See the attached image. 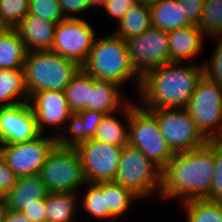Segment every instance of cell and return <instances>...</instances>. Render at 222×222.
Here are the masks:
<instances>
[{"label":"cell","instance_id":"obj_1","mask_svg":"<svg viewBox=\"0 0 222 222\" xmlns=\"http://www.w3.org/2000/svg\"><path fill=\"white\" fill-rule=\"evenodd\" d=\"M215 162L213 139L197 149L174 153L161 172L163 200L206 199L213 185Z\"/></svg>","mask_w":222,"mask_h":222},{"label":"cell","instance_id":"obj_2","mask_svg":"<svg viewBox=\"0 0 222 222\" xmlns=\"http://www.w3.org/2000/svg\"><path fill=\"white\" fill-rule=\"evenodd\" d=\"M199 64L201 65L195 62H169L148 71L141 77L138 104L146 110L186 108L204 77L203 63Z\"/></svg>","mask_w":222,"mask_h":222},{"label":"cell","instance_id":"obj_3","mask_svg":"<svg viewBox=\"0 0 222 222\" xmlns=\"http://www.w3.org/2000/svg\"><path fill=\"white\" fill-rule=\"evenodd\" d=\"M80 68L97 80L114 82L121 87L134 78L139 91L141 77L129 59L126 41L114 33L96 36L90 55Z\"/></svg>","mask_w":222,"mask_h":222},{"label":"cell","instance_id":"obj_4","mask_svg":"<svg viewBox=\"0 0 222 222\" xmlns=\"http://www.w3.org/2000/svg\"><path fill=\"white\" fill-rule=\"evenodd\" d=\"M23 69L30 99L42 91H65L80 66L55 52L45 50L28 52Z\"/></svg>","mask_w":222,"mask_h":222},{"label":"cell","instance_id":"obj_5","mask_svg":"<svg viewBox=\"0 0 222 222\" xmlns=\"http://www.w3.org/2000/svg\"><path fill=\"white\" fill-rule=\"evenodd\" d=\"M161 172L138 148L125 145L122 149L114 182L132 191L137 197L159 195Z\"/></svg>","mask_w":222,"mask_h":222},{"label":"cell","instance_id":"obj_6","mask_svg":"<svg viewBox=\"0 0 222 222\" xmlns=\"http://www.w3.org/2000/svg\"><path fill=\"white\" fill-rule=\"evenodd\" d=\"M39 175L49 193H79L87 182L75 147L56 145L45 160Z\"/></svg>","mask_w":222,"mask_h":222},{"label":"cell","instance_id":"obj_7","mask_svg":"<svg viewBox=\"0 0 222 222\" xmlns=\"http://www.w3.org/2000/svg\"><path fill=\"white\" fill-rule=\"evenodd\" d=\"M128 144L138 148L161 170L171 160L174 153L169 148L156 118L141 105L130 110Z\"/></svg>","mask_w":222,"mask_h":222},{"label":"cell","instance_id":"obj_8","mask_svg":"<svg viewBox=\"0 0 222 222\" xmlns=\"http://www.w3.org/2000/svg\"><path fill=\"white\" fill-rule=\"evenodd\" d=\"M198 130L207 139L222 136V85L205 76L198 83L186 107Z\"/></svg>","mask_w":222,"mask_h":222},{"label":"cell","instance_id":"obj_9","mask_svg":"<svg viewBox=\"0 0 222 222\" xmlns=\"http://www.w3.org/2000/svg\"><path fill=\"white\" fill-rule=\"evenodd\" d=\"M148 111L156 118L160 132L173 153L197 149L208 142L186 108H159Z\"/></svg>","mask_w":222,"mask_h":222},{"label":"cell","instance_id":"obj_10","mask_svg":"<svg viewBox=\"0 0 222 222\" xmlns=\"http://www.w3.org/2000/svg\"><path fill=\"white\" fill-rule=\"evenodd\" d=\"M40 134L33 140L0 145V155L18 176L39 174L50 152L57 145L56 134Z\"/></svg>","mask_w":222,"mask_h":222},{"label":"cell","instance_id":"obj_11","mask_svg":"<svg viewBox=\"0 0 222 222\" xmlns=\"http://www.w3.org/2000/svg\"><path fill=\"white\" fill-rule=\"evenodd\" d=\"M84 18H66L56 24L53 46L50 51L82 66L90 55L97 36Z\"/></svg>","mask_w":222,"mask_h":222},{"label":"cell","instance_id":"obj_12","mask_svg":"<svg viewBox=\"0 0 222 222\" xmlns=\"http://www.w3.org/2000/svg\"><path fill=\"white\" fill-rule=\"evenodd\" d=\"M82 162L87 182L114 181L123 147L107 144L94 138L75 147Z\"/></svg>","mask_w":222,"mask_h":222},{"label":"cell","instance_id":"obj_13","mask_svg":"<svg viewBox=\"0 0 222 222\" xmlns=\"http://www.w3.org/2000/svg\"><path fill=\"white\" fill-rule=\"evenodd\" d=\"M129 59L140 77L169 63L168 32L151 27L143 34L126 39Z\"/></svg>","mask_w":222,"mask_h":222},{"label":"cell","instance_id":"obj_14","mask_svg":"<svg viewBox=\"0 0 222 222\" xmlns=\"http://www.w3.org/2000/svg\"><path fill=\"white\" fill-rule=\"evenodd\" d=\"M40 134L29 102L0 106V145L23 143Z\"/></svg>","mask_w":222,"mask_h":222},{"label":"cell","instance_id":"obj_15","mask_svg":"<svg viewBox=\"0 0 222 222\" xmlns=\"http://www.w3.org/2000/svg\"><path fill=\"white\" fill-rule=\"evenodd\" d=\"M29 104L35 114L39 132L45 134L46 127L54 126L56 137L64 130L72 113L64 91L51 90L35 93L29 99ZM57 130L60 131L57 132Z\"/></svg>","mask_w":222,"mask_h":222},{"label":"cell","instance_id":"obj_16","mask_svg":"<svg viewBox=\"0 0 222 222\" xmlns=\"http://www.w3.org/2000/svg\"><path fill=\"white\" fill-rule=\"evenodd\" d=\"M49 191L39 174L20 176L12 189L0 200L8 210L21 212L32 203H45Z\"/></svg>","mask_w":222,"mask_h":222},{"label":"cell","instance_id":"obj_17","mask_svg":"<svg viewBox=\"0 0 222 222\" xmlns=\"http://www.w3.org/2000/svg\"><path fill=\"white\" fill-rule=\"evenodd\" d=\"M104 113L82 110L72 112L64 130L58 134L57 145L61 147H76L80 143L94 138Z\"/></svg>","mask_w":222,"mask_h":222},{"label":"cell","instance_id":"obj_18","mask_svg":"<svg viewBox=\"0 0 222 222\" xmlns=\"http://www.w3.org/2000/svg\"><path fill=\"white\" fill-rule=\"evenodd\" d=\"M55 28L56 23L28 14L14 29L30 52L51 50Z\"/></svg>","mask_w":222,"mask_h":222},{"label":"cell","instance_id":"obj_19","mask_svg":"<svg viewBox=\"0 0 222 222\" xmlns=\"http://www.w3.org/2000/svg\"><path fill=\"white\" fill-rule=\"evenodd\" d=\"M204 33L198 25H190L168 32L169 62H185L198 56L203 49Z\"/></svg>","mask_w":222,"mask_h":222},{"label":"cell","instance_id":"obj_20","mask_svg":"<svg viewBox=\"0 0 222 222\" xmlns=\"http://www.w3.org/2000/svg\"><path fill=\"white\" fill-rule=\"evenodd\" d=\"M121 86L110 81H100L90 76L89 102L87 110L106 114L119 112L129 102L123 100Z\"/></svg>","mask_w":222,"mask_h":222},{"label":"cell","instance_id":"obj_21","mask_svg":"<svg viewBox=\"0 0 222 222\" xmlns=\"http://www.w3.org/2000/svg\"><path fill=\"white\" fill-rule=\"evenodd\" d=\"M135 102L129 100V102L123 107L122 114L126 120L127 126L125 127L122 120L116 117L114 112L111 114H106L97 128L96 135L94 139L102 141L107 144H115L117 146L124 147L128 145L129 137V120H130V110L135 106ZM120 119V120H119Z\"/></svg>","mask_w":222,"mask_h":222},{"label":"cell","instance_id":"obj_22","mask_svg":"<svg viewBox=\"0 0 222 222\" xmlns=\"http://www.w3.org/2000/svg\"><path fill=\"white\" fill-rule=\"evenodd\" d=\"M150 10L151 27L171 32L192 25L184 17L183 5L178 0H160Z\"/></svg>","mask_w":222,"mask_h":222},{"label":"cell","instance_id":"obj_23","mask_svg":"<svg viewBox=\"0 0 222 222\" xmlns=\"http://www.w3.org/2000/svg\"><path fill=\"white\" fill-rule=\"evenodd\" d=\"M22 102H29L24 69H0V106Z\"/></svg>","mask_w":222,"mask_h":222},{"label":"cell","instance_id":"obj_24","mask_svg":"<svg viewBox=\"0 0 222 222\" xmlns=\"http://www.w3.org/2000/svg\"><path fill=\"white\" fill-rule=\"evenodd\" d=\"M151 28L150 6L136 2L124 15L113 33L122 39H130Z\"/></svg>","mask_w":222,"mask_h":222},{"label":"cell","instance_id":"obj_25","mask_svg":"<svg viewBox=\"0 0 222 222\" xmlns=\"http://www.w3.org/2000/svg\"><path fill=\"white\" fill-rule=\"evenodd\" d=\"M79 193H49L45 198L46 222H74Z\"/></svg>","mask_w":222,"mask_h":222},{"label":"cell","instance_id":"obj_26","mask_svg":"<svg viewBox=\"0 0 222 222\" xmlns=\"http://www.w3.org/2000/svg\"><path fill=\"white\" fill-rule=\"evenodd\" d=\"M27 53L20 35L11 29L0 38V69H23Z\"/></svg>","mask_w":222,"mask_h":222},{"label":"cell","instance_id":"obj_27","mask_svg":"<svg viewBox=\"0 0 222 222\" xmlns=\"http://www.w3.org/2000/svg\"><path fill=\"white\" fill-rule=\"evenodd\" d=\"M86 190L79 197L80 207L89 216L97 218V220H109L108 222H115V219L108 211L106 206L105 196L103 195V182L85 183ZM83 197V198H82Z\"/></svg>","mask_w":222,"mask_h":222},{"label":"cell","instance_id":"obj_28","mask_svg":"<svg viewBox=\"0 0 222 222\" xmlns=\"http://www.w3.org/2000/svg\"><path fill=\"white\" fill-rule=\"evenodd\" d=\"M181 204L186 222H222V201L191 199Z\"/></svg>","mask_w":222,"mask_h":222},{"label":"cell","instance_id":"obj_29","mask_svg":"<svg viewBox=\"0 0 222 222\" xmlns=\"http://www.w3.org/2000/svg\"><path fill=\"white\" fill-rule=\"evenodd\" d=\"M103 195L109 213L116 219L132 207V201L140 199L132 191L114 181L103 182Z\"/></svg>","mask_w":222,"mask_h":222},{"label":"cell","instance_id":"obj_30","mask_svg":"<svg viewBox=\"0 0 222 222\" xmlns=\"http://www.w3.org/2000/svg\"><path fill=\"white\" fill-rule=\"evenodd\" d=\"M90 76L81 68L72 77L70 83L65 88V95L71 112L87 110L89 102Z\"/></svg>","mask_w":222,"mask_h":222},{"label":"cell","instance_id":"obj_31","mask_svg":"<svg viewBox=\"0 0 222 222\" xmlns=\"http://www.w3.org/2000/svg\"><path fill=\"white\" fill-rule=\"evenodd\" d=\"M199 29L209 39L222 35V0H205Z\"/></svg>","mask_w":222,"mask_h":222},{"label":"cell","instance_id":"obj_32","mask_svg":"<svg viewBox=\"0 0 222 222\" xmlns=\"http://www.w3.org/2000/svg\"><path fill=\"white\" fill-rule=\"evenodd\" d=\"M29 0H0V18L14 29L27 15Z\"/></svg>","mask_w":222,"mask_h":222},{"label":"cell","instance_id":"obj_33","mask_svg":"<svg viewBox=\"0 0 222 222\" xmlns=\"http://www.w3.org/2000/svg\"><path fill=\"white\" fill-rule=\"evenodd\" d=\"M28 14L58 24L66 19L58 0H29Z\"/></svg>","mask_w":222,"mask_h":222},{"label":"cell","instance_id":"obj_34","mask_svg":"<svg viewBox=\"0 0 222 222\" xmlns=\"http://www.w3.org/2000/svg\"><path fill=\"white\" fill-rule=\"evenodd\" d=\"M219 41L210 56V62L204 61V76L213 83L222 85V35L211 37L210 39Z\"/></svg>","mask_w":222,"mask_h":222},{"label":"cell","instance_id":"obj_35","mask_svg":"<svg viewBox=\"0 0 222 222\" xmlns=\"http://www.w3.org/2000/svg\"><path fill=\"white\" fill-rule=\"evenodd\" d=\"M213 154L215 162L213 185L206 199L222 201V141L220 139H213Z\"/></svg>","mask_w":222,"mask_h":222},{"label":"cell","instance_id":"obj_36","mask_svg":"<svg viewBox=\"0 0 222 222\" xmlns=\"http://www.w3.org/2000/svg\"><path fill=\"white\" fill-rule=\"evenodd\" d=\"M137 2V0H106L105 12L117 22V25L125 13Z\"/></svg>","mask_w":222,"mask_h":222},{"label":"cell","instance_id":"obj_37","mask_svg":"<svg viewBox=\"0 0 222 222\" xmlns=\"http://www.w3.org/2000/svg\"><path fill=\"white\" fill-rule=\"evenodd\" d=\"M18 176L8 167L0 155V200L16 184Z\"/></svg>","mask_w":222,"mask_h":222},{"label":"cell","instance_id":"obj_38","mask_svg":"<svg viewBox=\"0 0 222 222\" xmlns=\"http://www.w3.org/2000/svg\"><path fill=\"white\" fill-rule=\"evenodd\" d=\"M205 0H178L183 5L184 17L192 24L198 25Z\"/></svg>","mask_w":222,"mask_h":222},{"label":"cell","instance_id":"obj_39","mask_svg":"<svg viewBox=\"0 0 222 222\" xmlns=\"http://www.w3.org/2000/svg\"><path fill=\"white\" fill-rule=\"evenodd\" d=\"M58 2L66 18H82L76 15L88 11V0H58Z\"/></svg>","mask_w":222,"mask_h":222},{"label":"cell","instance_id":"obj_40","mask_svg":"<svg viewBox=\"0 0 222 222\" xmlns=\"http://www.w3.org/2000/svg\"><path fill=\"white\" fill-rule=\"evenodd\" d=\"M45 203H32L21 212L32 222H46Z\"/></svg>","mask_w":222,"mask_h":222},{"label":"cell","instance_id":"obj_41","mask_svg":"<svg viewBox=\"0 0 222 222\" xmlns=\"http://www.w3.org/2000/svg\"><path fill=\"white\" fill-rule=\"evenodd\" d=\"M0 222H32L22 212L5 209L1 206Z\"/></svg>","mask_w":222,"mask_h":222},{"label":"cell","instance_id":"obj_42","mask_svg":"<svg viewBox=\"0 0 222 222\" xmlns=\"http://www.w3.org/2000/svg\"><path fill=\"white\" fill-rule=\"evenodd\" d=\"M96 7V6H102L103 10L106 6V0H88V10L90 11L91 8Z\"/></svg>","mask_w":222,"mask_h":222},{"label":"cell","instance_id":"obj_43","mask_svg":"<svg viewBox=\"0 0 222 222\" xmlns=\"http://www.w3.org/2000/svg\"><path fill=\"white\" fill-rule=\"evenodd\" d=\"M12 28H10L1 18H0V38L8 33Z\"/></svg>","mask_w":222,"mask_h":222},{"label":"cell","instance_id":"obj_44","mask_svg":"<svg viewBox=\"0 0 222 222\" xmlns=\"http://www.w3.org/2000/svg\"><path fill=\"white\" fill-rule=\"evenodd\" d=\"M158 1L160 0H138V2L147 5V6H152L154 4H156Z\"/></svg>","mask_w":222,"mask_h":222},{"label":"cell","instance_id":"obj_45","mask_svg":"<svg viewBox=\"0 0 222 222\" xmlns=\"http://www.w3.org/2000/svg\"><path fill=\"white\" fill-rule=\"evenodd\" d=\"M0 221H1V205H0Z\"/></svg>","mask_w":222,"mask_h":222}]
</instances>
